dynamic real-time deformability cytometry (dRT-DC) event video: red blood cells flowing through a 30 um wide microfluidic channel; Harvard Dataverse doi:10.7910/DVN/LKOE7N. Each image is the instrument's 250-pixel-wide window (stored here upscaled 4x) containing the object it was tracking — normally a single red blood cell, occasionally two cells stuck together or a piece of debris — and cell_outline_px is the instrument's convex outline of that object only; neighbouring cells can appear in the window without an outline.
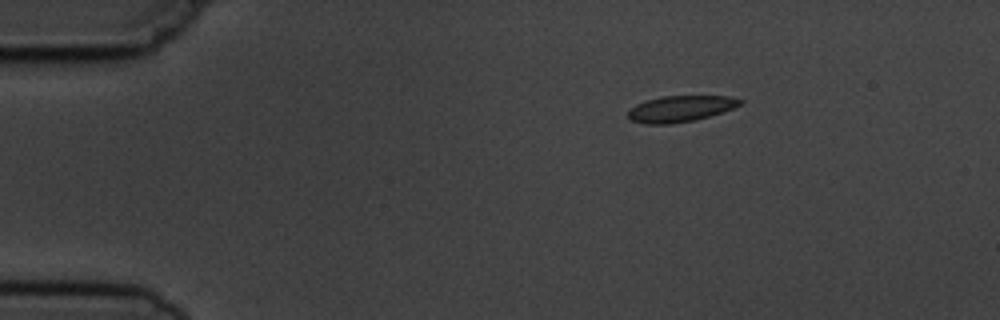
{"species": "common noctule bat (a hibernating species)", "species_latin": "Nyctalus noctula", "temperature_condition": "cold", "stored_images_in_passage": 2, "camera_frame_rate_fps": 3000, "um_per_image_px": 0.085, "animal": {"sex": "male", "body_mass_g": 19.5, "forearm_length_mm": 54.6}, "frame": {"image": 1, "passage_image": 1, "time_ms": 0.0, "image_size_px": [1000, 320], "cell_outline_px": [[744, 100], [740, 104], [732, 108], [696, 120], [672, 124], [644, 124], [632, 120], [628, 116], [628, 112], [636, 104], [660, 96], [728, 96]], "centroid_in_image_um": [57.82, 9.24], "position_along_channel_um": 27.2, "area_um2": 16.88}}